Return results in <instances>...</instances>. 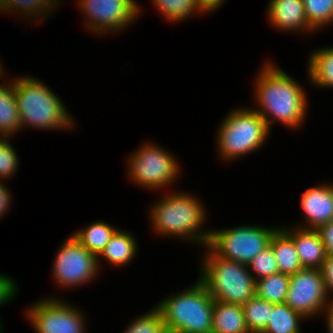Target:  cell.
Masks as SVG:
<instances>
[{"instance_id":"6da1fadb","label":"cell","mask_w":333,"mask_h":333,"mask_svg":"<svg viewBox=\"0 0 333 333\" xmlns=\"http://www.w3.org/2000/svg\"><path fill=\"white\" fill-rule=\"evenodd\" d=\"M256 97L261 110H256L266 121L270 129V123L275 119L283 122L288 127H298L304 119L306 111L305 92L289 75L276 66L268 64L257 79ZM273 115V121L267 114Z\"/></svg>"},{"instance_id":"7a4b0ae2","label":"cell","mask_w":333,"mask_h":333,"mask_svg":"<svg viewBox=\"0 0 333 333\" xmlns=\"http://www.w3.org/2000/svg\"><path fill=\"white\" fill-rule=\"evenodd\" d=\"M172 297L157 305L167 333H212L214 299L199 280Z\"/></svg>"},{"instance_id":"3957f363","label":"cell","mask_w":333,"mask_h":333,"mask_svg":"<svg viewBox=\"0 0 333 333\" xmlns=\"http://www.w3.org/2000/svg\"><path fill=\"white\" fill-rule=\"evenodd\" d=\"M14 96L19 111L21 127L29 124L37 128L55 129L71 126L65 106L39 80L21 78L13 82Z\"/></svg>"},{"instance_id":"277c9868","label":"cell","mask_w":333,"mask_h":333,"mask_svg":"<svg viewBox=\"0 0 333 333\" xmlns=\"http://www.w3.org/2000/svg\"><path fill=\"white\" fill-rule=\"evenodd\" d=\"M211 251L202 264L199 281L213 299L243 305L256 296L257 279L245 269L248 265L221 258Z\"/></svg>"},{"instance_id":"5b68a950","label":"cell","mask_w":333,"mask_h":333,"mask_svg":"<svg viewBox=\"0 0 333 333\" xmlns=\"http://www.w3.org/2000/svg\"><path fill=\"white\" fill-rule=\"evenodd\" d=\"M152 209L154 228L158 232L163 235L189 236L187 239L195 238L208 245L211 232L200 235L195 233L205 220L203 206L196 198L177 193L160 200Z\"/></svg>"},{"instance_id":"8992f818","label":"cell","mask_w":333,"mask_h":333,"mask_svg":"<svg viewBox=\"0 0 333 333\" xmlns=\"http://www.w3.org/2000/svg\"><path fill=\"white\" fill-rule=\"evenodd\" d=\"M269 128L261 115L251 109L234 110L222 123L219 131L218 148L224 158L238 157L258 149Z\"/></svg>"},{"instance_id":"52a82bcc","label":"cell","mask_w":333,"mask_h":333,"mask_svg":"<svg viewBox=\"0 0 333 333\" xmlns=\"http://www.w3.org/2000/svg\"><path fill=\"white\" fill-rule=\"evenodd\" d=\"M276 229L239 226L211 231L207 247L219 257L248 265L256 255L270 245Z\"/></svg>"},{"instance_id":"ba28073f","label":"cell","mask_w":333,"mask_h":333,"mask_svg":"<svg viewBox=\"0 0 333 333\" xmlns=\"http://www.w3.org/2000/svg\"><path fill=\"white\" fill-rule=\"evenodd\" d=\"M98 258L71 236L59 250L54 263V277L58 284L74 287L95 276Z\"/></svg>"},{"instance_id":"9c48e42d","label":"cell","mask_w":333,"mask_h":333,"mask_svg":"<svg viewBox=\"0 0 333 333\" xmlns=\"http://www.w3.org/2000/svg\"><path fill=\"white\" fill-rule=\"evenodd\" d=\"M131 177L137 183L149 188L162 187L178 175V164L165 150L154 145L142 146L130 158Z\"/></svg>"},{"instance_id":"30bf717a","label":"cell","mask_w":333,"mask_h":333,"mask_svg":"<svg viewBox=\"0 0 333 333\" xmlns=\"http://www.w3.org/2000/svg\"><path fill=\"white\" fill-rule=\"evenodd\" d=\"M327 295L321 269L302 268L290 275L285 303L307 318L322 309L325 310Z\"/></svg>"},{"instance_id":"8fae6325","label":"cell","mask_w":333,"mask_h":333,"mask_svg":"<svg viewBox=\"0 0 333 333\" xmlns=\"http://www.w3.org/2000/svg\"><path fill=\"white\" fill-rule=\"evenodd\" d=\"M55 299L40 301L29 310L34 329L38 333H85L81 313Z\"/></svg>"},{"instance_id":"7c38bea8","label":"cell","mask_w":333,"mask_h":333,"mask_svg":"<svg viewBox=\"0 0 333 333\" xmlns=\"http://www.w3.org/2000/svg\"><path fill=\"white\" fill-rule=\"evenodd\" d=\"M89 18L94 31L121 29L140 12L134 0H81L78 2Z\"/></svg>"},{"instance_id":"4fadbf2b","label":"cell","mask_w":333,"mask_h":333,"mask_svg":"<svg viewBox=\"0 0 333 333\" xmlns=\"http://www.w3.org/2000/svg\"><path fill=\"white\" fill-rule=\"evenodd\" d=\"M301 206L311 225L317 229L333 221V186L312 187L306 190L301 198Z\"/></svg>"},{"instance_id":"5bb4252c","label":"cell","mask_w":333,"mask_h":333,"mask_svg":"<svg viewBox=\"0 0 333 333\" xmlns=\"http://www.w3.org/2000/svg\"><path fill=\"white\" fill-rule=\"evenodd\" d=\"M284 231L292 238L302 267L321 269L327 254L319 232L309 228Z\"/></svg>"},{"instance_id":"9a60e30c","label":"cell","mask_w":333,"mask_h":333,"mask_svg":"<svg viewBox=\"0 0 333 333\" xmlns=\"http://www.w3.org/2000/svg\"><path fill=\"white\" fill-rule=\"evenodd\" d=\"M268 7L269 19L276 27L312 30L308 25L303 0H271Z\"/></svg>"},{"instance_id":"2e32d148","label":"cell","mask_w":333,"mask_h":333,"mask_svg":"<svg viewBox=\"0 0 333 333\" xmlns=\"http://www.w3.org/2000/svg\"><path fill=\"white\" fill-rule=\"evenodd\" d=\"M212 333H250L242 305L214 300Z\"/></svg>"},{"instance_id":"e0dca14e","label":"cell","mask_w":333,"mask_h":333,"mask_svg":"<svg viewBox=\"0 0 333 333\" xmlns=\"http://www.w3.org/2000/svg\"><path fill=\"white\" fill-rule=\"evenodd\" d=\"M279 230L274 232L270 245L278 264L279 273L292 275L303 267L292 238L284 229Z\"/></svg>"},{"instance_id":"ac0fdd59","label":"cell","mask_w":333,"mask_h":333,"mask_svg":"<svg viewBox=\"0 0 333 333\" xmlns=\"http://www.w3.org/2000/svg\"><path fill=\"white\" fill-rule=\"evenodd\" d=\"M10 84L8 87L0 85V137H8L21 127L13 82Z\"/></svg>"},{"instance_id":"d6986e66","label":"cell","mask_w":333,"mask_h":333,"mask_svg":"<svg viewBox=\"0 0 333 333\" xmlns=\"http://www.w3.org/2000/svg\"><path fill=\"white\" fill-rule=\"evenodd\" d=\"M136 241L127 232L116 230L100 255L112 264L128 263L136 252Z\"/></svg>"},{"instance_id":"ffe728a7","label":"cell","mask_w":333,"mask_h":333,"mask_svg":"<svg viewBox=\"0 0 333 333\" xmlns=\"http://www.w3.org/2000/svg\"><path fill=\"white\" fill-rule=\"evenodd\" d=\"M290 275L277 273L256 280V296L273 304L285 303Z\"/></svg>"},{"instance_id":"44dd1931","label":"cell","mask_w":333,"mask_h":333,"mask_svg":"<svg viewBox=\"0 0 333 333\" xmlns=\"http://www.w3.org/2000/svg\"><path fill=\"white\" fill-rule=\"evenodd\" d=\"M116 230L99 221L73 234V237L98 258Z\"/></svg>"},{"instance_id":"7402d4cb","label":"cell","mask_w":333,"mask_h":333,"mask_svg":"<svg viewBox=\"0 0 333 333\" xmlns=\"http://www.w3.org/2000/svg\"><path fill=\"white\" fill-rule=\"evenodd\" d=\"M303 316L286 303L274 304L270 319L261 333H300L299 321Z\"/></svg>"},{"instance_id":"603a6c76","label":"cell","mask_w":333,"mask_h":333,"mask_svg":"<svg viewBox=\"0 0 333 333\" xmlns=\"http://www.w3.org/2000/svg\"><path fill=\"white\" fill-rule=\"evenodd\" d=\"M273 303L254 296L242 305L245 323L250 333H261L272 313Z\"/></svg>"},{"instance_id":"cb8c5ba5","label":"cell","mask_w":333,"mask_h":333,"mask_svg":"<svg viewBox=\"0 0 333 333\" xmlns=\"http://www.w3.org/2000/svg\"><path fill=\"white\" fill-rule=\"evenodd\" d=\"M309 61L311 81L321 87H333V48L316 51Z\"/></svg>"},{"instance_id":"d4e9b609","label":"cell","mask_w":333,"mask_h":333,"mask_svg":"<svg viewBox=\"0 0 333 333\" xmlns=\"http://www.w3.org/2000/svg\"><path fill=\"white\" fill-rule=\"evenodd\" d=\"M303 4L308 25L312 29L333 22V0H303Z\"/></svg>"},{"instance_id":"484cf974","label":"cell","mask_w":333,"mask_h":333,"mask_svg":"<svg viewBox=\"0 0 333 333\" xmlns=\"http://www.w3.org/2000/svg\"><path fill=\"white\" fill-rule=\"evenodd\" d=\"M153 2L170 21L184 20L189 14L199 10L195 0H153Z\"/></svg>"},{"instance_id":"4316f807","label":"cell","mask_w":333,"mask_h":333,"mask_svg":"<svg viewBox=\"0 0 333 333\" xmlns=\"http://www.w3.org/2000/svg\"><path fill=\"white\" fill-rule=\"evenodd\" d=\"M125 333H167L161 312L156 307L154 311L137 318Z\"/></svg>"},{"instance_id":"83f0119b","label":"cell","mask_w":333,"mask_h":333,"mask_svg":"<svg viewBox=\"0 0 333 333\" xmlns=\"http://www.w3.org/2000/svg\"><path fill=\"white\" fill-rule=\"evenodd\" d=\"M248 267H252L259 279L279 273L271 245L259 252L248 264Z\"/></svg>"},{"instance_id":"f1b7e54d","label":"cell","mask_w":333,"mask_h":333,"mask_svg":"<svg viewBox=\"0 0 333 333\" xmlns=\"http://www.w3.org/2000/svg\"><path fill=\"white\" fill-rule=\"evenodd\" d=\"M1 138V137H0ZM6 138L0 140V177H9L18 166L15 150L7 142Z\"/></svg>"},{"instance_id":"f546056e","label":"cell","mask_w":333,"mask_h":333,"mask_svg":"<svg viewBox=\"0 0 333 333\" xmlns=\"http://www.w3.org/2000/svg\"><path fill=\"white\" fill-rule=\"evenodd\" d=\"M56 0H7V11L15 8L16 10L22 9L23 12L29 15H35L36 13H42L43 11H48L53 2ZM47 8V9H46ZM35 13V14H34Z\"/></svg>"},{"instance_id":"4dcf8cb0","label":"cell","mask_w":333,"mask_h":333,"mask_svg":"<svg viewBox=\"0 0 333 333\" xmlns=\"http://www.w3.org/2000/svg\"><path fill=\"white\" fill-rule=\"evenodd\" d=\"M316 230L324 243L327 256L333 257V221L321 225Z\"/></svg>"},{"instance_id":"1f68e13d","label":"cell","mask_w":333,"mask_h":333,"mask_svg":"<svg viewBox=\"0 0 333 333\" xmlns=\"http://www.w3.org/2000/svg\"><path fill=\"white\" fill-rule=\"evenodd\" d=\"M16 291L15 283L8 276L0 274V306L14 296Z\"/></svg>"},{"instance_id":"d6a6232c","label":"cell","mask_w":333,"mask_h":333,"mask_svg":"<svg viewBox=\"0 0 333 333\" xmlns=\"http://www.w3.org/2000/svg\"><path fill=\"white\" fill-rule=\"evenodd\" d=\"M321 271L326 287V292L328 293L329 290L333 291V257H326V260L321 267ZM331 305H333V301H331Z\"/></svg>"},{"instance_id":"836d02e7","label":"cell","mask_w":333,"mask_h":333,"mask_svg":"<svg viewBox=\"0 0 333 333\" xmlns=\"http://www.w3.org/2000/svg\"><path fill=\"white\" fill-rule=\"evenodd\" d=\"M224 0H195L196 5L199 10L202 11H212L217 9Z\"/></svg>"},{"instance_id":"e575fe53","label":"cell","mask_w":333,"mask_h":333,"mask_svg":"<svg viewBox=\"0 0 333 333\" xmlns=\"http://www.w3.org/2000/svg\"><path fill=\"white\" fill-rule=\"evenodd\" d=\"M10 193L6 190V187L0 183V216H2L5 211L8 209L10 204Z\"/></svg>"},{"instance_id":"d590c367","label":"cell","mask_w":333,"mask_h":333,"mask_svg":"<svg viewBox=\"0 0 333 333\" xmlns=\"http://www.w3.org/2000/svg\"><path fill=\"white\" fill-rule=\"evenodd\" d=\"M328 308V309H327ZM326 310L328 311L327 322H328V330L330 333H333V305L329 303V307Z\"/></svg>"},{"instance_id":"8d00e7d4","label":"cell","mask_w":333,"mask_h":333,"mask_svg":"<svg viewBox=\"0 0 333 333\" xmlns=\"http://www.w3.org/2000/svg\"><path fill=\"white\" fill-rule=\"evenodd\" d=\"M0 9L6 10L7 11V0H0Z\"/></svg>"},{"instance_id":"74e56055","label":"cell","mask_w":333,"mask_h":333,"mask_svg":"<svg viewBox=\"0 0 333 333\" xmlns=\"http://www.w3.org/2000/svg\"><path fill=\"white\" fill-rule=\"evenodd\" d=\"M2 72H3V70H2V67L0 66V75H2Z\"/></svg>"}]
</instances>
